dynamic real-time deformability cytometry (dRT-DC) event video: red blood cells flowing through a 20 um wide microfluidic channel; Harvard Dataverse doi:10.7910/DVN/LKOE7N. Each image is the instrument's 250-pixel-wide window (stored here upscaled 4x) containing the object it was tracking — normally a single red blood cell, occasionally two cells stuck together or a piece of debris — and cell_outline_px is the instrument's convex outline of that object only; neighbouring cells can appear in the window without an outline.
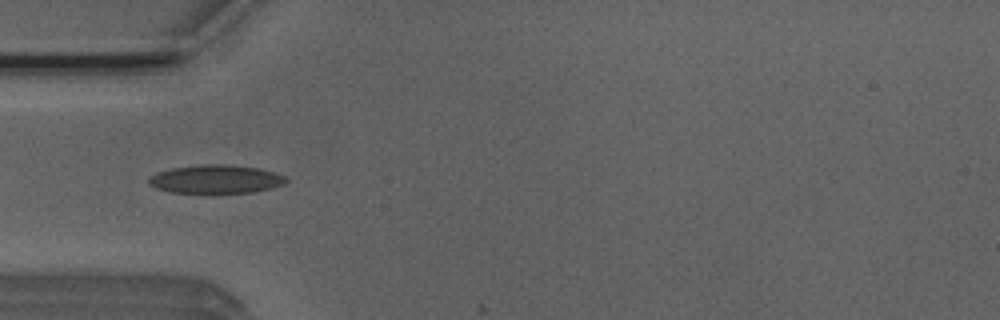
{"species": "Egyptian fruit bat (a non-hibernating species)", "species_latin": "Rousettus aegyptiacus", "temperature_condition": "room temperature", "stored_images_in_passage": 5, "camera_frame_rate_fps": 3000, "um_per_image_px": 0.085, "animal": {"sex": "male"}, "frame": {"image": 1, "passage_image": 3, "time_ms": 0.667, "image_size_px": [1000, 320], "cell_outline_px": [[288, 180], [284, 184], [272, 188], [252, 192], [168, 192], [156, 188], [148, 184], [148, 176], [156, 172], [172, 168], [200, 164], [224, 164], [256, 168], [288, 176]], "centroid_in_image_um": [18.31, 15.22], "position_along_channel_um": 66.7, "area_um2": 22.72}}